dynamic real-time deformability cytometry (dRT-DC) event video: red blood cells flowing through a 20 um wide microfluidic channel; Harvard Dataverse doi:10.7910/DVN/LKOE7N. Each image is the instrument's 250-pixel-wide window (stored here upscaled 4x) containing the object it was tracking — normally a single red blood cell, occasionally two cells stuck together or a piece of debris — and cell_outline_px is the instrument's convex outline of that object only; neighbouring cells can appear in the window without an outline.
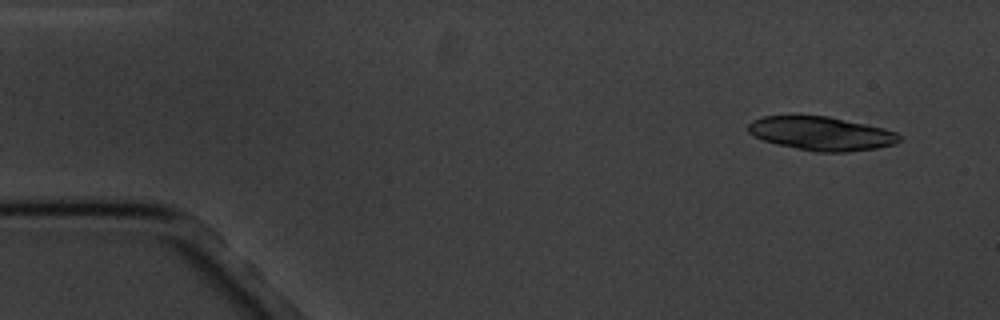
{"species": "common noctule bat (a hibernating species)", "species_latin": "Nyctalus noctula", "temperature_condition": "cold", "stored_images_in_passage": 4, "camera_frame_rate_fps": 3000, "um_per_image_px": 0.085, "animal": {"sex": "male", "body_mass_g": 20.1, "forearm_length_mm": 53.5}, "frame": {"image": 1, "passage_image": 1, "time_ms": 0.0, "image_size_px": [1000, 320], "cell_outline_px": [[904, 136], [896, 144], [876, 148], [848, 152], [816, 152], [776, 144], [764, 140], [748, 132], [748, 124], [752, 120], [764, 116], [828, 116], [884, 128], [896, 132]], "centroid_in_image_um": [69.85, 11.35], "position_along_channel_um": 15.1, "area_um2": 29.71}}